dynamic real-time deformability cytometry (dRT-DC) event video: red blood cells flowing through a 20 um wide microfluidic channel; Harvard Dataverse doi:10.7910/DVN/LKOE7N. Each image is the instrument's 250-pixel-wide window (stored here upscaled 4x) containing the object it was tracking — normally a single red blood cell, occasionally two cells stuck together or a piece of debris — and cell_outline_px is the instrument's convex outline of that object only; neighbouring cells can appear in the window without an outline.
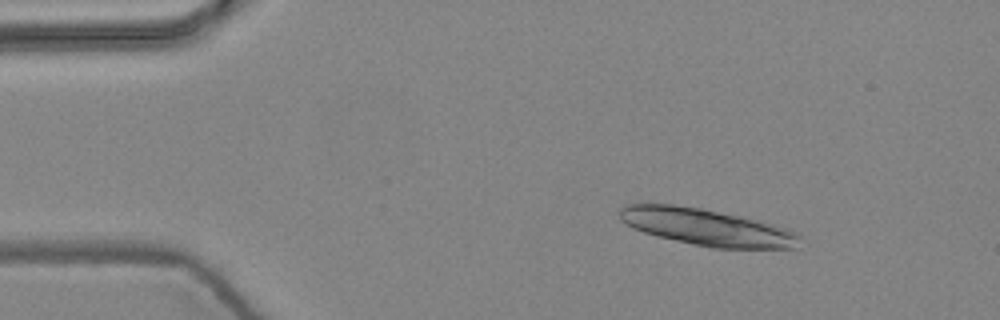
{"species": "common noctule bat (a hibernating species)", "species_latin": "Nyctalus noctula", "temperature_condition": "warm", "stored_images_in_passage": 5, "camera_frame_rate_fps": 3000, "um_per_image_px": 0.085, "animal": {"sex": "female", "body_mass_g": 24.6, "forearm_length_mm": 56.2}, "frame": {"image": 1, "passage_image": 3, "time_ms": 0.667, "image_size_px": [1000, 320], "cell_outline_px": [[800, 248], [712, 248], [692, 244], [644, 232], [632, 228], [620, 220], [620, 208], [628, 204], [676, 204], [700, 208], [744, 216], [776, 224], [788, 228], [796, 232], [800, 236]], "centroid_in_image_um": [60.14, 19.3], "position_along_channel_um": 24.9, "area_um2": 38.84}}